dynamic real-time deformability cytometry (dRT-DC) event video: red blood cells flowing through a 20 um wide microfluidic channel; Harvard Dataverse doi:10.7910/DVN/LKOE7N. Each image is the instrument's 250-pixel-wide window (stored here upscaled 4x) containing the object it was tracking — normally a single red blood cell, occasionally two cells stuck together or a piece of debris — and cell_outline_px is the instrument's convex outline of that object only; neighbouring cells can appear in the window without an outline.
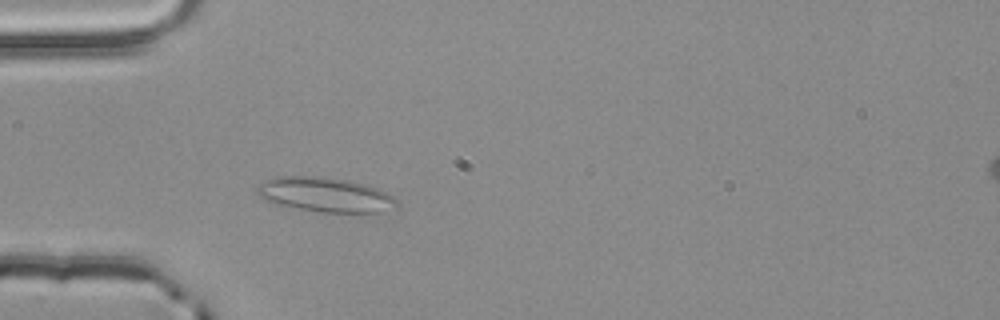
{"species": "common noctule bat (a hibernating species)", "species_latin": "Nyctalus noctula", "temperature_condition": "room temperature", "stored_images_in_passage": 3, "camera_frame_rate_fps": 3000, "um_per_image_px": 0.085, "animal": {"sex": "male", "body_mass_g": 20.4}, "frame": {"image": 1, "passage_image": 3, "time_ms": 0.667, "image_size_px": [1000, 320], "cell_outline_px": [[400, 204], [380, 212], [320, 212], [296, 208], [276, 204], [264, 200], [256, 192], [256, 188], [264, 180], [276, 176], [312, 176], [352, 180], [380, 188], [388, 192]], "centroid_in_image_um": [27.64, 16.53], "position_along_channel_um": 57.4, "area_um2": 28.32}}